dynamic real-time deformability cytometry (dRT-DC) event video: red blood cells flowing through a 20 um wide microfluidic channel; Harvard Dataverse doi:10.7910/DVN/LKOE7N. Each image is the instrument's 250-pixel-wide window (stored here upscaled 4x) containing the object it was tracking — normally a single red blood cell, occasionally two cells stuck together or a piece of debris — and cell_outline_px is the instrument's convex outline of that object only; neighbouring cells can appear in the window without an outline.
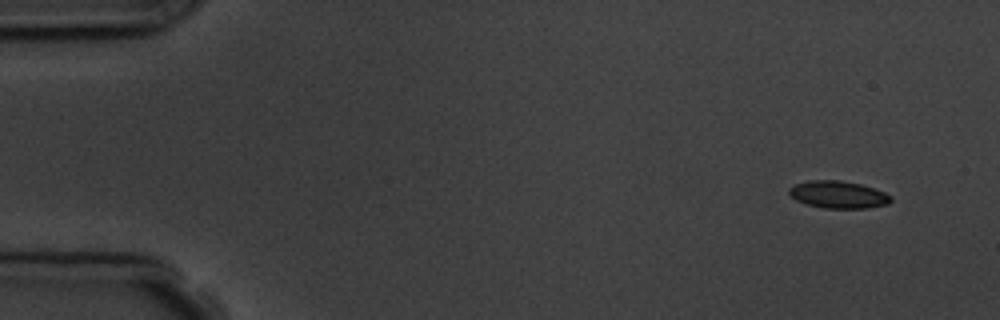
{"species": "common noctule bat (a hibernating species)", "species_latin": "Nyctalus noctula", "temperature_condition": "room temperature", "stored_images_in_passage": 5, "camera_frame_rate_fps": 3000, "um_per_image_px": 0.085, "animal": {"sex": "male", "body_mass_g": 19.5, "forearm_length_mm": 54.6}, "frame": {"image": 1, "passage_image": 1, "time_ms": 0.0, "image_size_px": [1000, 320], "cell_outline_px": [[892, 200], [888, 204], [864, 208], [824, 208], [804, 204], [796, 200], [788, 192], [788, 188], [796, 184], [812, 180], [840, 180], [860, 184], [884, 192], [892, 196]], "centroid_in_image_um": [71.24, 16.54], "position_along_channel_um": 13.8, "area_um2": 16.13}}
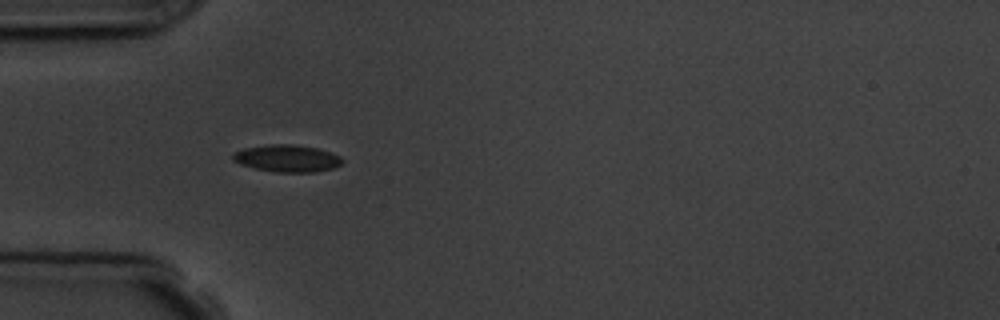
{"frame": {"image": 2, "passage_image": 4, "time_ms": 4.333, "image_size_px": [1000, 320], "cell_outline_px": [[344, 160], [340, 164], [332, 168], [312, 172], [276, 172], [256, 168], [240, 164], [232, 160], [232, 156], [236, 152], [244, 148], [268, 144], [292, 144], [316, 148], [340, 156]], "centroid_in_image_um": [24.38, 13.45], "position_along_channel_um": 60.6, "area_um2": 17.05}}